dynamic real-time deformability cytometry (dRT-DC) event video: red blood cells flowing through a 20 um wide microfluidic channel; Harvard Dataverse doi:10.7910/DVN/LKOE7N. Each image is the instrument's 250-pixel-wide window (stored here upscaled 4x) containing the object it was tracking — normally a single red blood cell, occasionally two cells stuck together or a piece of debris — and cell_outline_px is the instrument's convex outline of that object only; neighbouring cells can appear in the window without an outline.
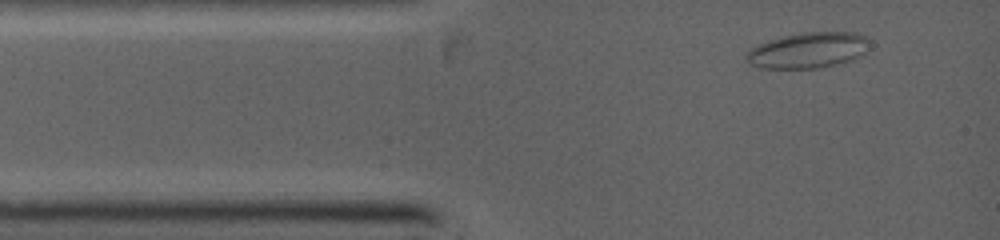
{"species": "common noctule bat (a hibernating species)", "species_latin": "Nyctalus noctula", "temperature_condition": "warm", "stored_images_in_passage": 8, "camera_frame_rate_fps": 5000, "um_per_image_px": 0.085, "animal": {"sex": "female", "body_mass_g": 19.0, "forearm_length_mm": 53.3}, "frame": {"image": 1, "passage_image": 8, "time_ms": 3.4, "image_size_px": [1000, 240], "cell_outline_px": [[868, 52], [852, 60], [836, 64], [816, 68], [760, 68], [748, 64], [744, 60], [744, 56], [748, 48], [756, 44], [768, 40], [800, 32], [852, 32], [864, 36]], "centroid_in_image_um": [68.58, 4.28], "position_along_channel_um": 16.4, "area_um2": 25.84}}